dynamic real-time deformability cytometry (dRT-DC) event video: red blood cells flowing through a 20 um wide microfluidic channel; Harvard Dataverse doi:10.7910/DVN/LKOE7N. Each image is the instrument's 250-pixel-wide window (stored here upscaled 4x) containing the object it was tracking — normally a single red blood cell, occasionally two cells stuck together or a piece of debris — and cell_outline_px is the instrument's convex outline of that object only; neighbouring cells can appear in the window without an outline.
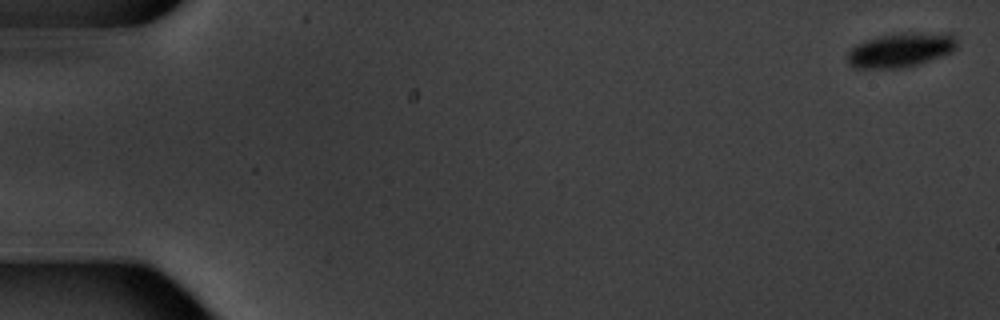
{"species": "common noctule bat (a hibernating species)", "species_latin": "Nyctalus noctula", "temperature_condition": "warm", "stored_images_in_passage": 7, "camera_frame_rate_fps": 3000, "um_per_image_px": 0.085, "animal": {"sex": "male", "body_mass_g": 20.1, "forearm_length_mm": 53.5}, "frame": {"image": 1, "passage_image": 1, "time_ms": 0.0, "image_size_px": [1000, 320], "cell_outline_px": [[956, 48], [952, 52], [904, 68], [852, 68], [848, 60], [848, 52], [856, 44], [864, 40], [880, 36], [900, 32], [948, 32], [956, 36]], "centroid_in_image_um": [76.58, 4.22], "position_along_channel_um": 8.4, "area_um2": 22.08}}
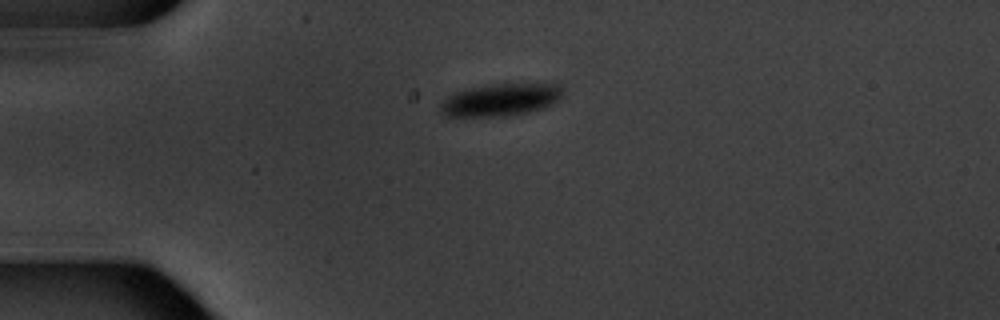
{"frame": {"image": 2, "passage_image": 5, "time_ms": 4.667, "image_size_px": [1000, 320], "cell_outline_px": [[560, 100], [544, 108], [528, 112], [508, 116], [444, 116], [440, 112], [440, 104], [452, 92], [488, 84], [560, 84]], "centroid_in_image_um": [42.51, 8.49], "position_along_channel_um": 42.5, "area_um2": 23.06}}